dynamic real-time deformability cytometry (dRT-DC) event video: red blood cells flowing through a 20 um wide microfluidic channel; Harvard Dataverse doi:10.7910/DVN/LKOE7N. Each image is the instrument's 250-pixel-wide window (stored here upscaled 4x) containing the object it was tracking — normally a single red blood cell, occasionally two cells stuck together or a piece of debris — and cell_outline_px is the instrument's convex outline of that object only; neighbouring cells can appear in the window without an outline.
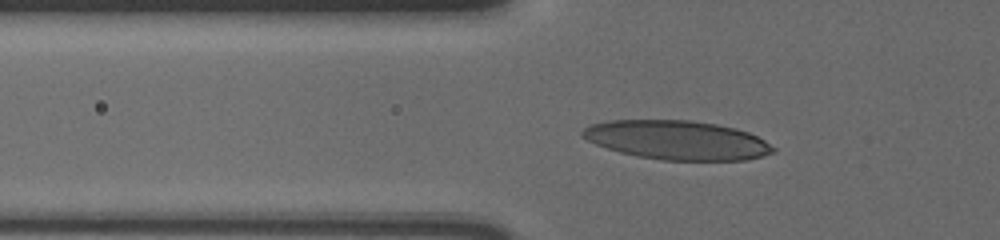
{"species": "human", "species_latin": "Homo sapiens", "temperature_condition": "cold", "stored_images_in_passage": 36, "camera_frame_rate_fps": 3000, "um_per_image_px": 0.085, "donor": {"sex": "male"}, "frame": {"image": 1, "passage_image": 2, "time_ms": 0.333, "image_size_px": [1000, 240], "cell_outline_px": [[776, 152], [748, 160], [664, 160], [636, 156], [620, 152], [596, 144], [580, 136], [580, 132], [588, 124], [608, 120], [688, 120], [716, 124], [736, 128], [748, 132], [764, 140], [776, 148]], "centroid_in_image_um": [57.54, 11.9], "position_along_channel_um": 68.3, "area_um2": 43.52}}
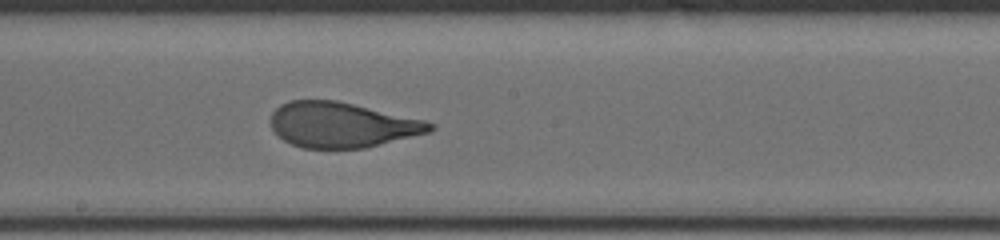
{"frame": {"image": 2, "passage_image": 15, "time_ms": 4.667, "image_size_px": [1000, 240], "cell_outline_px": [[436, 128], [432, 132], [364, 148], [304, 148], [292, 144], [284, 140], [272, 128], [272, 112], [280, 104], [288, 100], [336, 100], [424, 120], [436, 124]], "centroid_in_image_um": [29.09, 10.61], "position_along_channel_um": 219.1, "area_um2": 41.85}}
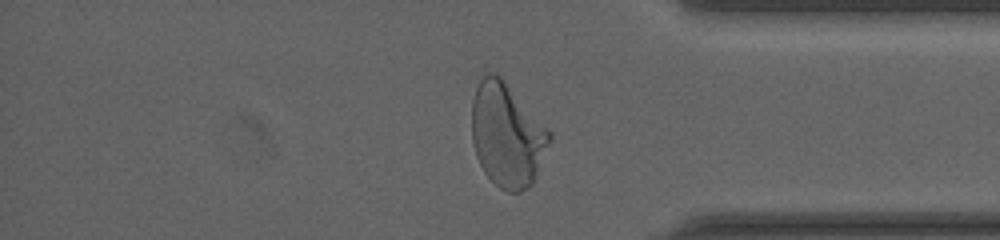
{"frame": {"image": 3, "passage_image": 30, "time_ms": 9.667, "image_size_px": [1000, 240], "cell_outline_px": [[552, 140], [532, 184], [528, 188], [520, 192], [508, 192], [500, 188], [484, 172], [476, 156], [472, 140], [472, 100], [476, 88], [480, 80], [488, 72], [492, 72], [500, 76], [504, 80], [552, 132]], "centroid_in_image_um": [43.11, 11.48], "position_along_channel_um": 392.1, "area_um2": 47.05}, "authors_computed_cell_mechanics": {"area_um2": 43.061, "velocity_mm_per_s": 3.6242, "shape_relaxation_time_tau1_ms": 5.9553, "shape_relaxation_time_tau2_ms": null, "deformation_change_tau1": 0.2425, "deformation_change_tau2": null}}